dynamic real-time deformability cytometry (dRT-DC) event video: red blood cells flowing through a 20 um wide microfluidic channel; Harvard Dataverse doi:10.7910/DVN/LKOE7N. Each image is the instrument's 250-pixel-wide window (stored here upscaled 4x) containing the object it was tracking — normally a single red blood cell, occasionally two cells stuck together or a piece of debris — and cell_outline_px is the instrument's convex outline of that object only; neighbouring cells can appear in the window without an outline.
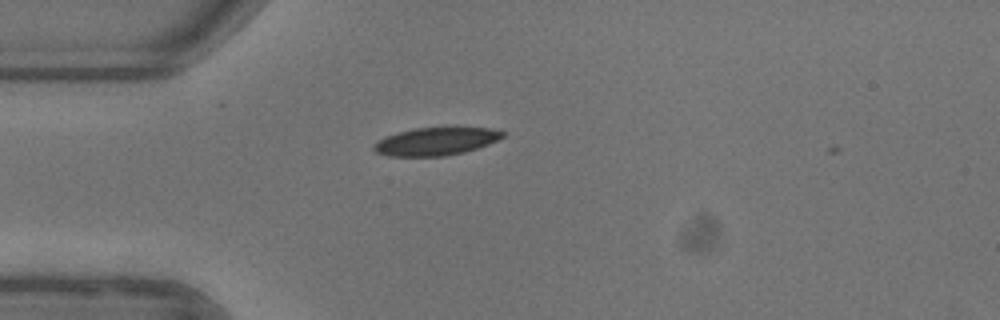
{"species": "common noctule bat (a hibernating species)", "species_latin": "Nyctalus noctula", "temperature_condition": "warm", "stored_images_in_passage": 3, "camera_frame_rate_fps": 3000, "um_per_image_px": 0.085, "animal": {"sex": "female"}, "frame": {"image": 1, "passage_image": 1, "time_ms": 0.0, "image_size_px": [1000, 320], "cell_outline_px": [[508, 132], [504, 136], [488, 144], [464, 152], [444, 156], [388, 156], [376, 152], [372, 148], [372, 144], [384, 136], [416, 128], [488, 128]], "centroid_in_image_um": [37.02, 12.02], "position_along_channel_um": 48.0, "area_um2": 20.75}}